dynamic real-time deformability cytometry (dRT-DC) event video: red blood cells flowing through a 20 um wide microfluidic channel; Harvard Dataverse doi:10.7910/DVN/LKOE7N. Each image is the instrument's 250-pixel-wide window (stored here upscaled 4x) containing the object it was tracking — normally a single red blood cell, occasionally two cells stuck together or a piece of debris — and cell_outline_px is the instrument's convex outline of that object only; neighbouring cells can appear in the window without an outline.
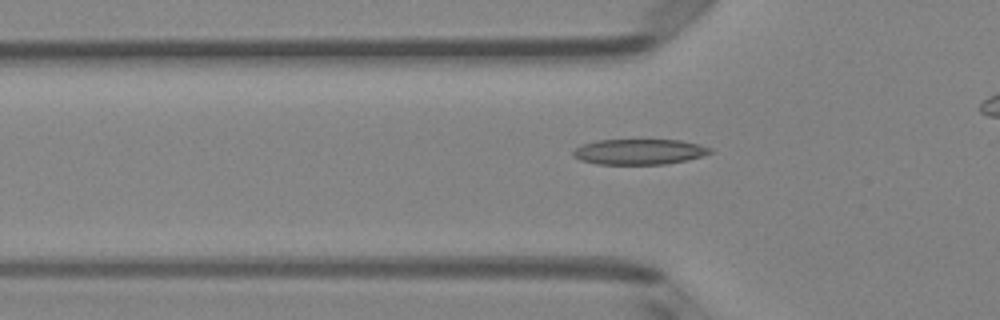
{"species": "Egyptian fruit bat (a non-hibernating species)", "species_latin": "Rousettus aegyptiacus", "temperature_condition": "room temperature", "stored_images_in_passage": 42, "camera_frame_rate_fps": 3000, "um_per_image_px": 0.085, "animal": {"sex": "female"}, "frame": {"image": 1, "passage_image": 17, "time_ms": 5.333, "image_size_px": [1000, 320], "cell_outline_px": [[712, 152], [688, 160], [664, 164], [596, 164], [580, 160], [572, 156], [572, 152], [580, 144], [596, 140], [680, 140], [700, 144], [712, 148]], "centroid_in_image_um": [54.3, 12.89], "position_along_channel_um": 71.5, "area_um2": 20.46}}
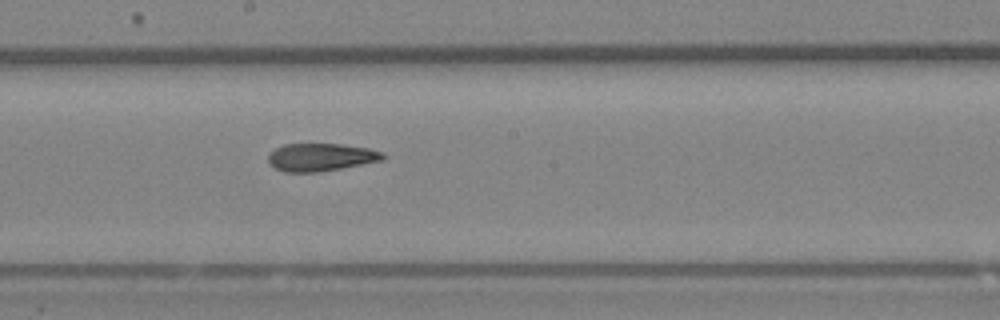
{"frame": {"image": 2, "passage_image": 28, "time_ms": 9.0, "image_size_px": [1000, 320], "cell_outline_px": [[388, 156], [384, 160], [320, 172], [284, 172], [268, 164], [268, 156], [276, 148], [284, 144], [340, 144], [368, 148], [384, 152]], "centroid_in_image_um": [27.31, 13.36], "position_along_channel_um": 220.9, "area_um2": 18.67}}
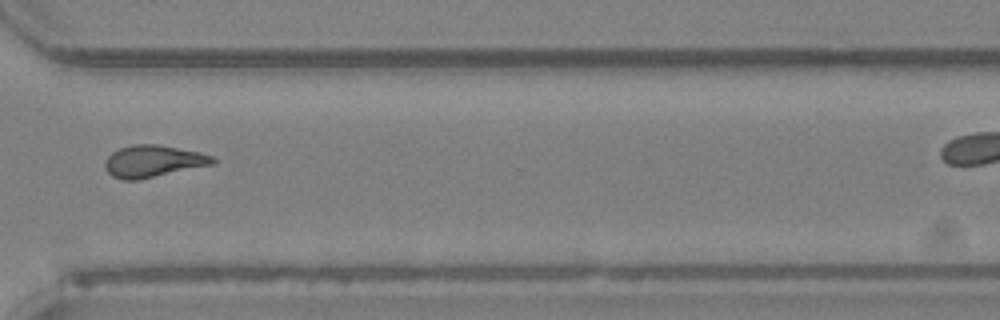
{"frame": {"image": 3, "passage_image": 38, "time_ms": 12.333, "image_size_px": [1000, 320], "cell_outline_px": [[216, 164], [140, 180], [120, 180], [112, 176], [104, 168], [104, 164], [108, 156], [112, 152], [120, 148], [132, 144], [156, 144], [200, 152], [212, 156], [216, 160]], "centroid_in_image_um": [13.02, 13.72], "position_along_channel_um": 357.6, "area_um2": 20.35}}